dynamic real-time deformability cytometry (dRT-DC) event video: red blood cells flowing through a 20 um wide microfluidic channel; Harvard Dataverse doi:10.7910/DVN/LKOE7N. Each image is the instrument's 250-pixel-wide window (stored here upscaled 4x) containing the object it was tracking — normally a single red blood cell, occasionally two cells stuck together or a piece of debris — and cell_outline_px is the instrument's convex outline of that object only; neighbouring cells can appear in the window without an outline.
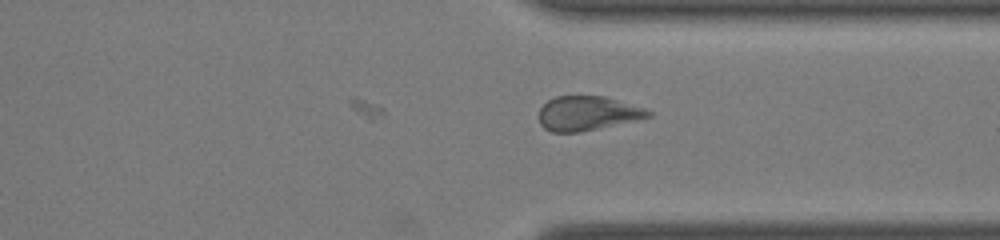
{"species": "common noctule bat (a hibernating species)", "species_latin": "Nyctalus noctula", "temperature_condition": "room temperature", "stored_images_in_passage": 31, "camera_frame_rate_fps": 3000, "um_per_image_px": 0.085, "animal": {"sex": "male", "body_mass_g": 19.0, "forearm_length_mm": 50.8}, "frame": {"image": 1, "passage_image": 31, "time_ms": 10.0, "image_size_px": [1000, 240], "cell_outline_px": [[652, 116], [636, 120], [580, 132], [552, 132], [544, 128], [540, 124], [540, 108], [548, 100], [556, 96], [604, 96], [644, 108], [652, 112]], "centroid_in_image_um": [49.92, 9.63], "position_along_channel_um": 361.5, "area_um2": 21.68}}